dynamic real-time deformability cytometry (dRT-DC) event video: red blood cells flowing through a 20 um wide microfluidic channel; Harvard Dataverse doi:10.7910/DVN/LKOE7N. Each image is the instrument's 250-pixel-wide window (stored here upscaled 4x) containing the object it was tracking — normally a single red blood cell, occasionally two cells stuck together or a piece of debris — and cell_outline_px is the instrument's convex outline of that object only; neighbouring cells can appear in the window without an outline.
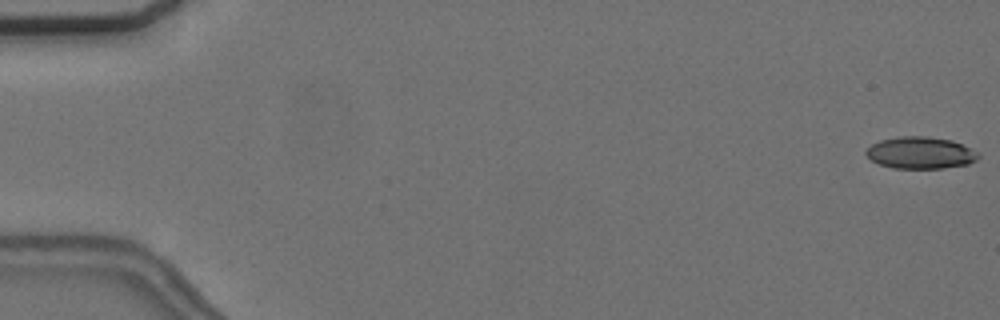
{"species": "common noctule bat (a hibernating species)", "species_latin": "Nyctalus noctula", "temperature_condition": "cold", "stored_images_in_passage": 21, "camera_frame_rate_fps": 3000, "um_per_image_px": 0.085, "animal": {"sex": "female", "body_mass_g": 24.6, "forearm_length_mm": 56.2}, "frame": {"image": 1, "passage_image": 1, "time_ms": 0.0, "image_size_px": [1000, 320], "cell_outline_px": [[980, 156], [976, 160], [968, 164], [944, 168], [892, 168], [880, 164], [872, 160], [864, 152], [872, 144], [880, 140], [900, 136], [928, 136], [952, 140], [972, 148], [980, 152]], "centroid_in_image_um": [78.28, 12.98], "position_along_channel_um": 6.7, "area_um2": 20.98}}
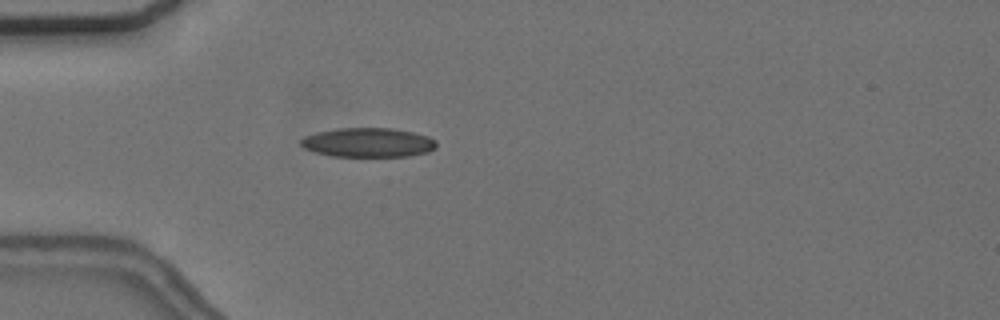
{"frame": {"image": 2, "passage_image": 17, "time_ms": 5.333, "image_size_px": [1000, 320], "cell_outline_px": [[436, 148], [428, 152], [408, 156], [332, 156], [316, 152], [304, 148], [300, 144], [300, 140], [304, 136], [316, 132], [340, 128], [392, 128], [412, 132], [428, 136], [436, 140]], "centroid_in_image_um": [31.29, 12.11], "position_along_channel_um": 53.7, "area_um2": 23.12}}